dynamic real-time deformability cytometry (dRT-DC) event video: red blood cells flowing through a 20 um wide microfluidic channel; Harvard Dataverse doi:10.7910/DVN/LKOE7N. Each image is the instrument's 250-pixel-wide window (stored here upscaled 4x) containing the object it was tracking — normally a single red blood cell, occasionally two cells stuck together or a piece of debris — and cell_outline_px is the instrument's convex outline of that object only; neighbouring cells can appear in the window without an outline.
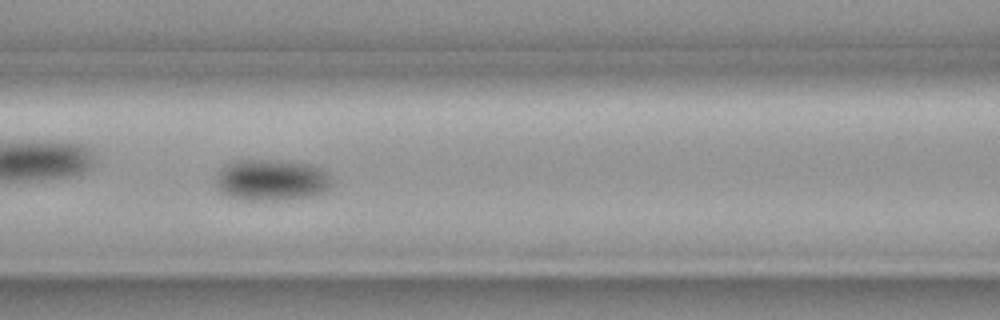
{"species": "common noctule bat (a hibernating species)", "species_latin": "Nyctalus noctula", "temperature_condition": "cold", "stored_images_in_passage": 6, "camera_frame_rate_fps": 3000, "um_per_image_px": 0.085, "animal": {"sex": "female", "body_mass_g": 19.3, "forearm_length_mm": 54.1}, "frame": {"image": 1, "passage_image": 5, "time_ms": 1.333, "image_size_px": [1000, 320], "cell_outline_px": [[332, 184], [324, 192], [312, 196], [280, 200], [240, 200], [228, 196], [220, 192], [216, 188], [216, 176], [228, 164], [240, 160], [276, 160], [312, 164], [320, 168], [332, 176]], "centroid_in_image_um": [23.1, 15.32], "position_along_channel_um": 143.5, "area_um2": 28.09}}